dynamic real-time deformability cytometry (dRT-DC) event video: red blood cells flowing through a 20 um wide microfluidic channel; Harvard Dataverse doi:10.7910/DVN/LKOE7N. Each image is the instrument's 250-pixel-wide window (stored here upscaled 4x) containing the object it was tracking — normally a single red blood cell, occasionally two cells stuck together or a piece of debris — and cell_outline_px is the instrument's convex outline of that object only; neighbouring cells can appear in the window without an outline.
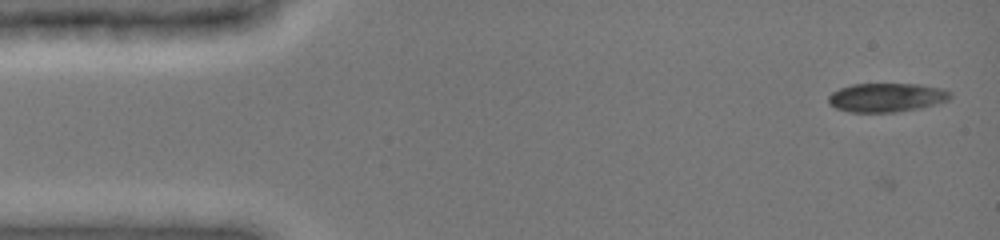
{"species": "common noctule bat (a hibernating species)", "species_latin": "Nyctalus noctula", "temperature_condition": "cold", "stored_images_in_passage": 7, "camera_frame_rate_fps": 3000, "um_per_image_px": 0.085, "animal": {"sex": "female", "body_mass_g": 19.0, "forearm_length_mm": 51.5}, "frame": {"image": 1, "passage_image": 1, "time_ms": 0.0, "image_size_px": [1000, 240], "cell_outline_px": [[952, 96], [948, 100], [920, 108], [896, 112], [848, 112], [836, 108], [828, 104], [828, 96], [832, 92], [840, 88], [852, 84], [920, 84], [940, 88], [952, 92]], "centroid_in_image_um": [75.34, 8.28], "position_along_channel_um": 9.7, "area_um2": 20.58}}
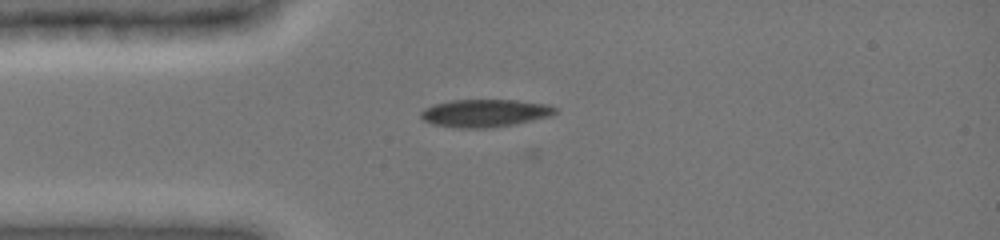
{"frame": {"image": 2, "passage_image": 5, "time_ms": 3.333, "image_size_px": [1000, 240], "cell_outline_px": [[560, 112], [548, 116], [516, 124], [492, 128], [456, 128], [432, 124], [424, 120], [420, 116], [420, 112], [424, 108], [432, 104], [452, 100], [516, 100], [548, 104], [560, 108]], "centroid_in_image_um": [41.23, 9.61], "position_along_channel_um": 43.8, "area_um2": 22.02}}